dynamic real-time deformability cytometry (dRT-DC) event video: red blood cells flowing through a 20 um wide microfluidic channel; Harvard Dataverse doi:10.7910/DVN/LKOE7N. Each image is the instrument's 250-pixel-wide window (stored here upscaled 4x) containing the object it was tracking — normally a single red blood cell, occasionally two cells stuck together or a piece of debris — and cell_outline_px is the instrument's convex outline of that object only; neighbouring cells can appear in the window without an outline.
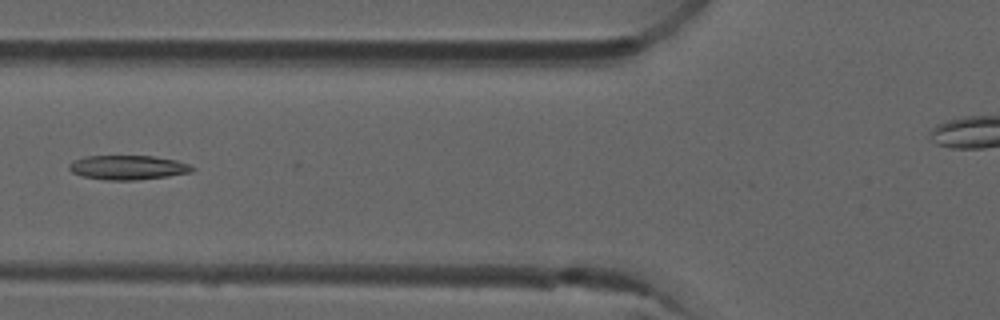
{"species": "common noctule bat (a hibernating species)", "species_latin": "Nyctalus noctula", "temperature_condition": "room temperature", "stored_images_in_passage": 6, "camera_frame_rate_fps": 3000, "um_per_image_px": 0.085, "animal": {"sex": "male", "forearm_length_mm": 52.5}, "frame": {"image": 1, "passage_image": 6, "time_ms": 1.667, "image_size_px": [1000, 320], "cell_outline_px": [[196, 168], [192, 172], [168, 176], [136, 180], [108, 180], [84, 176], [72, 172], [68, 168], [68, 164], [76, 160], [88, 156], [152, 156], [176, 160], [188, 164]], "centroid_in_image_um": [10.9, 14.23], "position_along_channel_um": 114.9, "area_um2": 17.28}}